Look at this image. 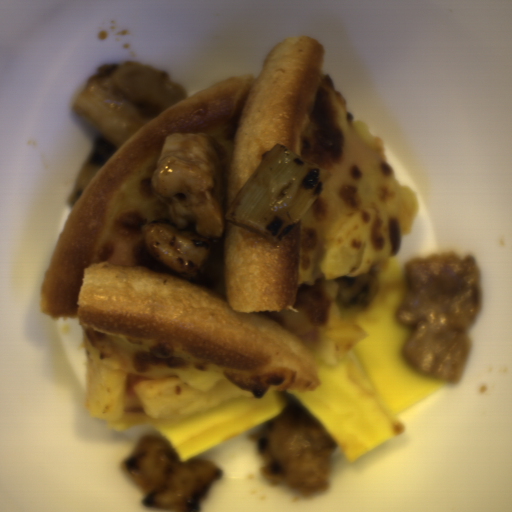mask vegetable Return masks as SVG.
I'll list each match as a JSON object with an SVG mask.
<instances>
[{"label":"vegetable","instance_id":"add77e79","mask_svg":"<svg viewBox=\"0 0 512 512\" xmlns=\"http://www.w3.org/2000/svg\"><path fill=\"white\" fill-rule=\"evenodd\" d=\"M331 173L276 143L225 211V224L281 241L318 200Z\"/></svg>","mask_w":512,"mask_h":512},{"label":"vegetable","instance_id":"ea0f7189","mask_svg":"<svg viewBox=\"0 0 512 512\" xmlns=\"http://www.w3.org/2000/svg\"><path fill=\"white\" fill-rule=\"evenodd\" d=\"M115 147L103 134H99L82 166L68 205H72V207L75 205L109 159Z\"/></svg>","mask_w":512,"mask_h":512}]
</instances>
